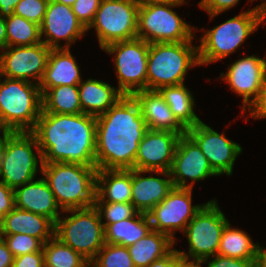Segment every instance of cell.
Returning <instances> with one entry per match:
<instances>
[{"mask_svg":"<svg viewBox=\"0 0 266 267\" xmlns=\"http://www.w3.org/2000/svg\"><path fill=\"white\" fill-rule=\"evenodd\" d=\"M139 104L123 95L105 113L96 117V168L135 169L140 141L148 131Z\"/></svg>","mask_w":266,"mask_h":267,"instance_id":"6da1fadb","label":"cell"},{"mask_svg":"<svg viewBox=\"0 0 266 267\" xmlns=\"http://www.w3.org/2000/svg\"><path fill=\"white\" fill-rule=\"evenodd\" d=\"M43 163H79L96 166V116L41 112L31 131Z\"/></svg>","mask_w":266,"mask_h":267,"instance_id":"7a4b0ae2","label":"cell"},{"mask_svg":"<svg viewBox=\"0 0 266 267\" xmlns=\"http://www.w3.org/2000/svg\"><path fill=\"white\" fill-rule=\"evenodd\" d=\"M96 166L79 163H43V178L47 181L61 211L94 206Z\"/></svg>","mask_w":266,"mask_h":267,"instance_id":"3957f363","label":"cell"},{"mask_svg":"<svg viewBox=\"0 0 266 267\" xmlns=\"http://www.w3.org/2000/svg\"><path fill=\"white\" fill-rule=\"evenodd\" d=\"M263 22V9L259 6L245 10L212 29L204 30L199 39L198 61L199 65H207L236 53L238 47Z\"/></svg>","mask_w":266,"mask_h":267,"instance_id":"277c9868","label":"cell"},{"mask_svg":"<svg viewBox=\"0 0 266 267\" xmlns=\"http://www.w3.org/2000/svg\"><path fill=\"white\" fill-rule=\"evenodd\" d=\"M192 42L150 43L146 90L184 83L189 68L199 66L198 46Z\"/></svg>","mask_w":266,"mask_h":267,"instance_id":"5b68a950","label":"cell"},{"mask_svg":"<svg viewBox=\"0 0 266 267\" xmlns=\"http://www.w3.org/2000/svg\"><path fill=\"white\" fill-rule=\"evenodd\" d=\"M0 127L32 131L42 112L39 84L0 76Z\"/></svg>","mask_w":266,"mask_h":267,"instance_id":"8992f818","label":"cell"},{"mask_svg":"<svg viewBox=\"0 0 266 267\" xmlns=\"http://www.w3.org/2000/svg\"><path fill=\"white\" fill-rule=\"evenodd\" d=\"M42 165L43 156L31 131L11 132L7 136L0 158V179L8 187L15 190L33 181L38 169L42 173Z\"/></svg>","mask_w":266,"mask_h":267,"instance_id":"52a82bcc","label":"cell"},{"mask_svg":"<svg viewBox=\"0 0 266 267\" xmlns=\"http://www.w3.org/2000/svg\"><path fill=\"white\" fill-rule=\"evenodd\" d=\"M69 212L71 215L56 221L55 237L90 262L105 245L103 220L94 206L62 213Z\"/></svg>","mask_w":266,"mask_h":267,"instance_id":"ba28073f","label":"cell"},{"mask_svg":"<svg viewBox=\"0 0 266 267\" xmlns=\"http://www.w3.org/2000/svg\"><path fill=\"white\" fill-rule=\"evenodd\" d=\"M187 4L184 0L167 4L139 7L137 20V38L147 43H170L193 40V31H200L190 26L173 8ZM193 27V28H192Z\"/></svg>","mask_w":266,"mask_h":267,"instance_id":"9c48e42d","label":"cell"},{"mask_svg":"<svg viewBox=\"0 0 266 267\" xmlns=\"http://www.w3.org/2000/svg\"><path fill=\"white\" fill-rule=\"evenodd\" d=\"M228 222L216 199L205 203L183 232L189 243L188 254L178 250L179 255L187 263L197 264L216 255L222 231Z\"/></svg>","mask_w":266,"mask_h":267,"instance_id":"30bf717a","label":"cell"},{"mask_svg":"<svg viewBox=\"0 0 266 267\" xmlns=\"http://www.w3.org/2000/svg\"><path fill=\"white\" fill-rule=\"evenodd\" d=\"M150 44L140 38L115 42L103 50L113 58L118 90L127 96L146 90L147 60Z\"/></svg>","mask_w":266,"mask_h":267,"instance_id":"8fae6325","label":"cell"},{"mask_svg":"<svg viewBox=\"0 0 266 267\" xmlns=\"http://www.w3.org/2000/svg\"><path fill=\"white\" fill-rule=\"evenodd\" d=\"M139 6L133 0H101L93 22L87 28H95L99 45L137 38Z\"/></svg>","mask_w":266,"mask_h":267,"instance_id":"7c38bea8","label":"cell"},{"mask_svg":"<svg viewBox=\"0 0 266 267\" xmlns=\"http://www.w3.org/2000/svg\"><path fill=\"white\" fill-rule=\"evenodd\" d=\"M192 190L174 187L166 198L154 206L147 213L152 230L166 234L176 242L175 232H184L188 223L205 205L192 206Z\"/></svg>","mask_w":266,"mask_h":267,"instance_id":"4fadbf2b","label":"cell"},{"mask_svg":"<svg viewBox=\"0 0 266 267\" xmlns=\"http://www.w3.org/2000/svg\"><path fill=\"white\" fill-rule=\"evenodd\" d=\"M2 51L0 52V76L26 80L35 84L41 82L51 48L41 42L32 46H11Z\"/></svg>","mask_w":266,"mask_h":267,"instance_id":"5bb4252c","label":"cell"},{"mask_svg":"<svg viewBox=\"0 0 266 267\" xmlns=\"http://www.w3.org/2000/svg\"><path fill=\"white\" fill-rule=\"evenodd\" d=\"M186 133L198 144L219 176H231L236 158L243 150L238 143L228 139L224 133L219 134L202 121L187 129Z\"/></svg>","mask_w":266,"mask_h":267,"instance_id":"9a60e30c","label":"cell"},{"mask_svg":"<svg viewBox=\"0 0 266 267\" xmlns=\"http://www.w3.org/2000/svg\"><path fill=\"white\" fill-rule=\"evenodd\" d=\"M170 175L174 187L191 188L197 181L219 176L210 166L198 144L186 133L181 135L174 154ZM191 180L187 184V180Z\"/></svg>","mask_w":266,"mask_h":267,"instance_id":"2e32d148","label":"cell"},{"mask_svg":"<svg viewBox=\"0 0 266 267\" xmlns=\"http://www.w3.org/2000/svg\"><path fill=\"white\" fill-rule=\"evenodd\" d=\"M40 31L42 42L46 46L60 49L71 48L78 38L83 37L87 29L77 19L70 6L49 0ZM61 40H66L64 46L60 44Z\"/></svg>","mask_w":266,"mask_h":267,"instance_id":"e0dca14e","label":"cell"},{"mask_svg":"<svg viewBox=\"0 0 266 267\" xmlns=\"http://www.w3.org/2000/svg\"><path fill=\"white\" fill-rule=\"evenodd\" d=\"M222 81L228 82L230 89L243 99L242 111L257 98L266 81V58L255 55L245 56L228 66L226 73H220Z\"/></svg>","mask_w":266,"mask_h":267,"instance_id":"ac0fdd59","label":"cell"},{"mask_svg":"<svg viewBox=\"0 0 266 267\" xmlns=\"http://www.w3.org/2000/svg\"><path fill=\"white\" fill-rule=\"evenodd\" d=\"M179 138L171 131L148 130L139 143L135 169L170 171Z\"/></svg>","mask_w":266,"mask_h":267,"instance_id":"d6986e66","label":"cell"},{"mask_svg":"<svg viewBox=\"0 0 266 267\" xmlns=\"http://www.w3.org/2000/svg\"><path fill=\"white\" fill-rule=\"evenodd\" d=\"M145 173H151L144 177ZM152 173L165 178L154 177ZM131 203L142 213H148L154 206L167 197L174 188L169 171H143L131 169Z\"/></svg>","mask_w":266,"mask_h":267,"instance_id":"ffe728a7","label":"cell"},{"mask_svg":"<svg viewBox=\"0 0 266 267\" xmlns=\"http://www.w3.org/2000/svg\"><path fill=\"white\" fill-rule=\"evenodd\" d=\"M132 96L139 104L149 130L171 131L180 136L186 134L187 130L174 117L158 90L138 91Z\"/></svg>","mask_w":266,"mask_h":267,"instance_id":"44dd1931","label":"cell"},{"mask_svg":"<svg viewBox=\"0 0 266 267\" xmlns=\"http://www.w3.org/2000/svg\"><path fill=\"white\" fill-rule=\"evenodd\" d=\"M14 193L16 208L43 215L54 223L63 212L59 211L61 208L58 206L53 192L43 177L17 187Z\"/></svg>","mask_w":266,"mask_h":267,"instance_id":"7402d4cb","label":"cell"},{"mask_svg":"<svg viewBox=\"0 0 266 267\" xmlns=\"http://www.w3.org/2000/svg\"><path fill=\"white\" fill-rule=\"evenodd\" d=\"M27 234L43 244L55 236V223L39 214L14 208L2 218L0 234Z\"/></svg>","mask_w":266,"mask_h":267,"instance_id":"603a6c76","label":"cell"},{"mask_svg":"<svg viewBox=\"0 0 266 267\" xmlns=\"http://www.w3.org/2000/svg\"><path fill=\"white\" fill-rule=\"evenodd\" d=\"M79 68L70 48L51 49L39 87L78 85L82 81Z\"/></svg>","mask_w":266,"mask_h":267,"instance_id":"cb8c5ba5","label":"cell"},{"mask_svg":"<svg viewBox=\"0 0 266 267\" xmlns=\"http://www.w3.org/2000/svg\"><path fill=\"white\" fill-rule=\"evenodd\" d=\"M82 113L99 116L111 108L123 94L115 86L97 79H87L78 84Z\"/></svg>","mask_w":266,"mask_h":267,"instance_id":"d4e9b609","label":"cell"},{"mask_svg":"<svg viewBox=\"0 0 266 267\" xmlns=\"http://www.w3.org/2000/svg\"><path fill=\"white\" fill-rule=\"evenodd\" d=\"M131 170L99 169L95 202H131Z\"/></svg>","mask_w":266,"mask_h":267,"instance_id":"484cf974","label":"cell"},{"mask_svg":"<svg viewBox=\"0 0 266 267\" xmlns=\"http://www.w3.org/2000/svg\"><path fill=\"white\" fill-rule=\"evenodd\" d=\"M175 243L168 235L151 230L127 248L135 267H148L153 261L168 255Z\"/></svg>","mask_w":266,"mask_h":267,"instance_id":"4316f807","label":"cell"},{"mask_svg":"<svg viewBox=\"0 0 266 267\" xmlns=\"http://www.w3.org/2000/svg\"><path fill=\"white\" fill-rule=\"evenodd\" d=\"M152 230L147 213L138 212L134 217L124 219L104 228L105 243L128 247Z\"/></svg>","mask_w":266,"mask_h":267,"instance_id":"83f0119b","label":"cell"},{"mask_svg":"<svg viewBox=\"0 0 266 267\" xmlns=\"http://www.w3.org/2000/svg\"><path fill=\"white\" fill-rule=\"evenodd\" d=\"M177 121L187 130L201 120L195 114V99L185 84L164 86L158 90Z\"/></svg>","mask_w":266,"mask_h":267,"instance_id":"f1b7e54d","label":"cell"},{"mask_svg":"<svg viewBox=\"0 0 266 267\" xmlns=\"http://www.w3.org/2000/svg\"><path fill=\"white\" fill-rule=\"evenodd\" d=\"M42 93V112L53 114H80L82 107L78 85H62L40 88Z\"/></svg>","mask_w":266,"mask_h":267,"instance_id":"f546056e","label":"cell"},{"mask_svg":"<svg viewBox=\"0 0 266 267\" xmlns=\"http://www.w3.org/2000/svg\"><path fill=\"white\" fill-rule=\"evenodd\" d=\"M259 243H253L244 230L232 228L230 222L224 227L217 254L236 259H258Z\"/></svg>","mask_w":266,"mask_h":267,"instance_id":"4dcf8cb0","label":"cell"},{"mask_svg":"<svg viewBox=\"0 0 266 267\" xmlns=\"http://www.w3.org/2000/svg\"><path fill=\"white\" fill-rule=\"evenodd\" d=\"M44 267H90L89 261L57 237L43 244Z\"/></svg>","mask_w":266,"mask_h":267,"instance_id":"1f68e13d","label":"cell"},{"mask_svg":"<svg viewBox=\"0 0 266 267\" xmlns=\"http://www.w3.org/2000/svg\"><path fill=\"white\" fill-rule=\"evenodd\" d=\"M5 22L7 47L32 46L42 42L39 25L15 14L5 17Z\"/></svg>","mask_w":266,"mask_h":267,"instance_id":"d6a6232c","label":"cell"},{"mask_svg":"<svg viewBox=\"0 0 266 267\" xmlns=\"http://www.w3.org/2000/svg\"><path fill=\"white\" fill-rule=\"evenodd\" d=\"M90 267H135L127 247L105 243L89 262Z\"/></svg>","mask_w":266,"mask_h":267,"instance_id":"836d02e7","label":"cell"},{"mask_svg":"<svg viewBox=\"0 0 266 267\" xmlns=\"http://www.w3.org/2000/svg\"><path fill=\"white\" fill-rule=\"evenodd\" d=\"M94 207L99 212L104 228L108 224H112L124 219L134 217L139 211L131 202H94Z\"/></svg>","mask_w":266,"mask_h":267,"instance_id":"e575fe53","label":"cell"},{"mask_svg":"<svg viewBox=\"0 0 266 267\" xmlns=\"http://www.w3.org/2000/svg\"><path fill=\"white\" fill-rule=\"evenodd\" d=\"M0 237L6 242L14 257L43 249V243L38 238L27 234H0Z\"/></svg>","mask_w":266,"mask_h":267,"instance_id":"d590c367","label":"cell"},{"mask_svg":"<svg viewBox=\"0 0 266 267\" xmlns=\"http://www.w3.org/2000/svg\"><path fill=\"white\" fill-rule=\"evenodd\" d=\"M49 0H20L14 14L25 18L37 25H41L46 13Z\"/></svg>","mask_w":266,"mask_h":267,"instance_id":"8d00e7d4","label":"cell"},{"mask_svg":"<svg viewBox=\"0 0 266 267\" xmlns=\"http://www.w3.org/2000/svg\"><path fill=\"white\" fill-rule=\"evenodd\" d=\"M100 3L101 0H76L71 9L80 23L87 29L93 22Z\"/></svg>","mask_w":266,"mask_h":267,"instance_id":"74e56055","label":"cell"},{"mask_svg":"<svg viewBox=\"0 0 266 267\" xmlns=\"http://www.w3.org/2000/svg\"><path fill=\"white\" fill-rule=\"evenodd\" d=\"M209 258L204 259L200 265L207 263V267H258V259H236L219 254Z\"/></svg>","mask_w":266,"mask_h":267,"instance_id":"f35d334b","label":"cell"},{"mask_svg":"<svg viewBox=\"0 0 266 267\" xmlns=\"http://www.w3.org/2000/svg\"><path fill=\"white\" fill-rule=\"evenodd\" d=\"M240 0H201L198 5L206 11L210 18L213 19L220 13H223L238 4Z\"/></svg>","mask_w":266,"mask_h":267,"instance_id":"ab89813d","label":"cell"},{"mask_svg":"<svg viewBox=\"0 0 266 267\" xmlns=\"http://www.w3.org/2000/svg\"><path fill=\"white\" fill-rule=\"evenodd\" d=\"M247 109L249 110V114H247V118L245 119L246 122L248 115H250L254 119H266V81L263 84L260 92L258 93L257 98L250 104Z\"/></svg>","mask_w":266,"mask_h":267,"instance_id":"60d3db41","label":"cell"},{"mask_svg":"<svg viewBox=\"0 0 266 267\" xmlns=\"http://www.w3.org/2000/svg\"><path fill=\"white\" fill-rule=\"evenodd\" d=\"M15 208L14 190L0 180V216L3 218Z\"/></svg>","mask_w":266,"mask_h":267,"instance_id":"b9f144b4","label":"cell"},{"mask_svg":"<svg viewBox=\"0 0 266 267\" xmlns=\"http://www.w3.org/2000/svg\"><path fill=\"white\" fill-rule=\"evenodd\" d=\"M12 267H44L43 249L14 257Z\"/></svg>","mask_w":266,"mask_h":267,"instance_id":"7bdbcfd3","label":"cell"},{"mask_svg":"<svg viewBox=\"0 0 266 267\" xmlns=\"http://www.w3.org/2000/svg\"><path fill=\"white\" fill-rule=\"evenodd\" d=\"M186 261L173 249L168 255L153 261L148 267H182Z\"/></svg>","mask_w":266,"mask_h":267,"instance_id":"ee69618b","label":"cell"},{"mask_svg":"<svg viewBox=\"0 0 266 267\" xmlns=\"http://www.w3.org/2000/svg\"><path fill=\"white\" fill-rule=\"evenodd\" d=\"M14 256L6 242L0 237V267H12Z\"/></svg>","mask_w":266,"mask_h":267,"instance_id":"f6af8a7d","label":"cell"},{"mask_svg":"<svg viewBox=\"0 0 266 267\" xmlns=\"http://www.w3.org/2000/svg\"><path fill=\"white\" fill-rule=\"evenodd\" d=\"M20 0H0V15L8 17L14 14L17 3Z\"/></svg>","mask_w":266,"mask_h":267,"instance_id":"bcb514c9","label":"cell"},{"mask_svg":"<svg viewBox=\"0 0 266 267\" xmlns=\"http://www.w3.org/2000/svg\"><path fill=\"white\" fill-rule=\"evenodd\" d=\"M7 48V28L5 17L0 15V52Z\"/></svg>","mask_w":266,"mask_h":267,"instance_id":"7dc6e473","label":"cell"},{"mask_svg":"<svg viewBox=\"0 0 266 267\" xmlns=\"http://www.w3.org/2000/svg\"><path fill=\"white\" fill-rule=\"evenodd\" d=\"M139 7L156 5V4H167L170 2H177L179 0H133Z\"/></svg>","mask_w":266,"mask_h":267,"instance_id":"c3c4849f","label":"cell"},{"mask_svg":"<svg viewBox=\"0 0 266 267\" xmlns=\"http://www.w3.org/2000/svg\"><path fill=\"white\" fill-rule=\"evenodd\" d=\"M258 267H266V248L259 247Z\"/></svg>","mask_w":266,"mask_h":267,"instance_id":"681fc988","label":"cell"},{"mask_svg":"<svg viewBox=\"0 0 266 267\" xmlns=\"http://www.w3.org/2000/svg\"><path fill=\"white\" fill-rule=\"evenodd\" d=\"M12 131L5 129V128H1L0 127V158H1V152L3 149V145L5 143V140L7 138V136L11 133ZM3 135V136H2Z\"/></svg>","mask_w":266,"mask_h":267,"instance_id":"f907efd6","label":"cell"},{"mask_svg":"<svg viewBox=\"0 0 266 267\" xmlns=\"http://www.w3.org/2000/svg\"><path fill=\"white\" fill-rule=\"evenodd\" d=\"M53 1H56L58 3H62L64 5H67V6L71 7L76 0H53Z\"/></svg>","mask_w":266,"mask_h":267,"instance_id":"816d5d0a","label":"cell"},{"mask_svg":"<svg viewBox=\"0 0 266 267\" xmlns=\"http://www.w3.org/2000/svg\"><path fill=\"white\" fill-rule=\"evenodd\" d=\"M182 267H202L200 264L197 263H185Z\"/></svg>","mask_w":266,"mask_h":267,"instance_id":"f5cc1de1","label":"cell"},{"mask_svg":"<svg viewBox=\"0 0 266 267\" xmlns=\"http://www.w3.org/2000/svg\"><path fill=\"white\" fill-rule=\"evenodd\" d=\"M262 9H263V22L266 23V21H265V19H266V5Z\"/></svg>","mask_w":266,"mask_h":267,"instance_id":"db71d44e","label":"cell"},{"mask_svg":"<svg viewBox=\"0 0 266 267\" xmlns=\"http://www.w3.org/2000/svg\"><path fill=\"white\" fill-rule=\"evenodd\" d=\"M248 1L253 2V0H248ZM264 1H265V2H264ZM264 1L261 2L262 4H259V5H258L260 8H263V7L266 5V0H264Z\"/></svg>","mask_w":266,"mask_h":267,"instance_id":"11a10c76","label":"cell"},{"mask_svg":"<svg viewBox=\"0 0 266 267\" xmlns=\"http://www.w3.org/2000/svg\"><path fill=\"white\" fill-rule=\"evenodd\" d=\"M1 224H2V217L0 216V227H1Z\"/></svg>","mask_w":266,"mask_h":267,"instance_id":"9f6ffc18","label":"cell"}]
</instances>
